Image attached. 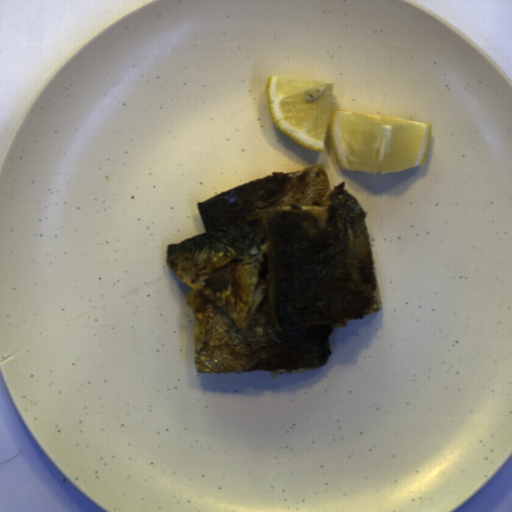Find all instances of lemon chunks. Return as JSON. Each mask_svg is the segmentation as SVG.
<instances>
[{"instance_id":"1","label":"lemon chunks","mask_w":512,"mask_h":512,"mask_svg":"<svg viewBox=\"0 0 512 512\" xmlns=\"http://www.w3.org/2000/svg\"><path fill=\"white\" fill-rule=\"evenodd\" d=\"M276 128L315 152L331 146L343 171L397 173L425 162L432 123L332 110L333 82L270 75L265 85Z\"/></svg>"}]
</instances>
